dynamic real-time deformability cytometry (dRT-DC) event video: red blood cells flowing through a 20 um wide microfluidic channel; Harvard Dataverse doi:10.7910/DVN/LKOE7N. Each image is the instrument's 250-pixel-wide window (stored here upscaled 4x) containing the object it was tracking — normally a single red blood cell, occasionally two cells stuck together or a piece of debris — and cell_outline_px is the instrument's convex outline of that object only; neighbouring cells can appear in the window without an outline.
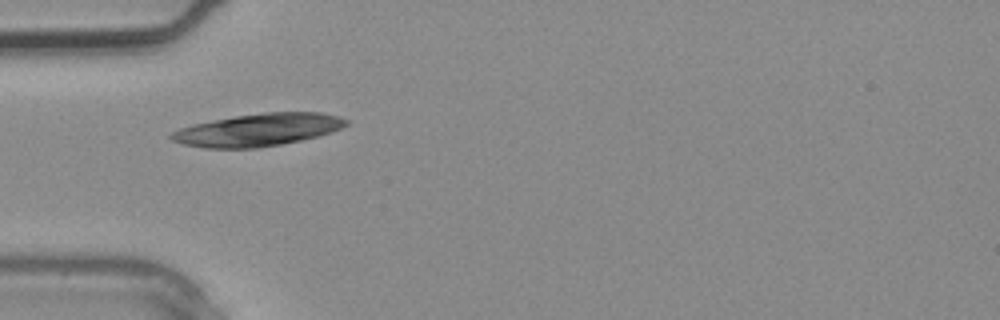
{"species": "common noctule bat (a hibernating species)", "species_latin": "Nyctalus noctula", "temperature_condition": "warm", "stored_images_in_passage": 1, "camera_frame_rate_fps": 3000, "um_per_image_px": 0.085, "animal": {"sex": "male", "body_mass_g": 20.4}, "frame": {"image": 1, "passage_image": 1, "time_ms": 0.0, "image_size_px": [1000, 320], "cell_outline_px": [[348, 124], [332, 132], [320, 136], [280, 144], [256, 148], [204, 148], [184, 144], [172, 140], [168, 136], [172, 132], [180, 128], [192, 124], [212, 120], [236, 116], [264, 112], [320, 112], [336, 116], [348, 120]], "centroid_in_image_um": [21.92, 11.04], "position_along_channel_um": 63.1, "area_um2": 33.0}}